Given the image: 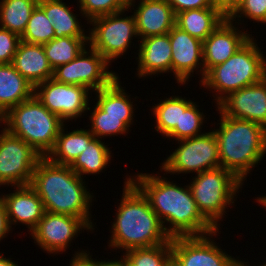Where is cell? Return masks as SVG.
<instances>
[{"instance_id":"obj_7","label":"cell","mask_w":266,"mask_h":266,"mask_svg":"<svg viewBox=\"0 0 266 266\" xmlns=\"http://www.w3.org/2000/svg\"><path fill=\"white\" fill-rule=\"evenodd\" d=\"M188 185L201 214L216 228L226 213V207L233 204L244 182L231 171L218 167L196 174ZM237 192V193H236ZM228 205V206H227ZM219 227V228H218Z\"/></svg>"},{"instance_id":"obj_38","label":"cell","mask_w":266,"mask_h":266,"mask_svg":"<svg viewBox=\"0 0 266 266\" xmlns=\"http://www.w3.org/2000/svg\"><path fill=\"white\" fill-rule=\"evenodd\" d=\"M175 15L188 9H202L212 6L211 0H167Z\"/></svg>"},{"instance_id":"obj_28","label":"cell","mask_w":266,"mask_h":266,"mask_svg":"<svg viewBox=\"0 0 266 266\" xmlns=\"http://www.w3.org/2000/svg\"><path fill=\"white\" fill-rule=\"evenodd\" d=\"M37 5L38 0L0 1V27L21 36Z\"/></svg>"},{"instance_id":"obj_13","label":"cell","mask_w":266,"mask_h":266,"mask_svg":"<svg viewBox=\"0 0 266 266\" xmlns=\"http://www.w3.org/2000/svg\"><path fill=\"white\" fill-rule=\"evenodd\" d=\"M89 89L79 85L57 82L50 78L34 87V95L64 122L81 117L89 107Z\"/></svg>"},{"instance_id":"obj_17","label":"cell","mask_w":266,"mask_h":266,"mask_svg":"<svg viewBox=\"0 0 266 266\" xmlns=\"http://www.w3.org/2000/svg\"><path fill=\"white\" fill-rule=\"evenodd\" d=\"M233 21L225 18L203 41V67L206 74L212 67L226 62L251 38L252 34L237 31Z\"/></svg>"},{"instance_id":"obj_20","label":"cell","mask_w":266,"mask_h":266,"mask_svg":"<svg viewBox=\"0 0 266 266\" xmlns=\"http://www.w3.org/2000/svg\"><path fill=\"white\" fill-rule=\"evenodd\" d=\"M138 51L139 78L171 73L172 50L168 33L141 39Z\"/></svg>"},{"instance_id":"obj_14","label":"cell","mask_w":266,"mask_h":266,"mask_svg":"<svg viewBox=\"0 0 266 266\" xmlns=\"http://www.w3.org/2000/svg\"><path fill=\"white\" fill-rule=\"evenodd\" d=\"M82 229H92L78 217L44 212L42 219L31 231L34 243L39 245L48 254H57L66 251L74 237Z\"/></svg>"},{"instance_id":"obj_43","label":"cell","mask_w":266,"mask_h":266,"mask_svg":"<svg viewBox=\"0 0 266 266\" xmlns=\"http://www.w3.org/2000/svg\"><path fill=\"white\" fill-rule=\"evenodd\" d=\"M0 254V266H18L14 261Z\"/></svg>"},{"instance_id":"obj_39","label":"cell","mask_w":266,"mask_h":266,"mask_svg":"<svg viewBox=\"0 0 266 266\" xmlns=\"http://www.w3.org/2000/svg\"><path fill=\"white\" fill-rule=\"evenodd\" d=\"M212 6L217 8L226 18H228L240 5L241 0H211Z\"/></svg>"},{"instance_id":"obj_27","label":"cell","mask_w":266,"mask_h":266,"mask_svg":"<svg viewBox=\"0 0 266 266\" xmlns=\"http://www.w3.org/2000/svg\"><path fill=\"white\" fill-rule=\"evenodd\" d=\"M94 137L85 150L70 165L81 178L85 174H99L110 163L111 151L108 145Z\"/></svg>"},{"instance_id":"obj_32","label":"cell","mask_w":266,"mask_h":266,"mask_svg":"<svg viewBox=\"0 0 266 266\" xmlns=\"http://www.w3.org/2000/svg\"><path fill=\"white\" fill-rule=\"evenodd\" d=\"M93 112L89 116L91 121L90 132L101 139L105 136H114L116 134L123 135L129 131V127L132 125L133 117H113L105 116V112L102 111L96 104L94 105Z\"/></svg>"},{"instance_id":"obj_10","label":"cell","mask_w":266,"mask_h":266,"mask_svg":"<svg viewBox=\"0 0 266 266\" xmlns=\"http://www.w3.org/2000/svg\"><path fill=\"white\" fill-rule=\"evenodd\" d=\"M41 158L29 144L3 128L0 134V185H29Z\"/></svg>"},{"instance_id":"obj_4","label":"cell","mask_w":266,"mask_h":266,"mask_svg":"<svg viewBox=\"0 0 266 266\" xmlns=\"http://www.w3.org/2000/svg\"><path fill=\"white\" fill-rule=\"evenodd\" d=\"M220 116L219 129L213 130L220 167L231 171L243 182L266 154V129L252 121Z\"/></svg>"},{"instance_id":"obj_19","label":"cell","mask_w":266,"mask_h":266,"mask_svg":"<svg viewBox=\"0 0 266 266\" xmlns=\"http://www.w3.org/2000/svg\"><path fill=\"white\" fill-rule=\"evenodd\" d=\"M15 188L13 193L2 195L9 225L12 227L19 222L28 225L31 232L43 217V202L30 185Z\"/></svg>"},{"instance_id":"obj_6","label":"cell","mask_w":266,"mask_h":266,"mask_svg":"<svg viewBox=\"0 0 266 266\" xmlns=\"http://www.w3.org/2000/svg\"><path fill=\"white\" fill-rule=\"evenodd\" d=\"M251 38L226 62L212 67L200 82L205 88L214 89L216 103L233 91L262 81L266 77V57Z\"/></svg>"},{"instance_id":"obj_36","label":"cell","mask_w":266,"mask_h":266,"mask_svg":"<svg viewBox=\"0 0 266 266\" xmlns=\"http://www.w3.org/2000/svg\"><path fill=\"white\" fill-rule=\"evenodd\" d=\"M241 17L266 23V0H241L240 5L228 18L235 21L236 18L241 19Z\"/></svg>"},{"instance_id":"obj_16","label":"cell","mask_w":266,"mask_h":266,"mask_svg":"<svg viewBox=\"0 0 266 266\" xmlns=\"http://www.w3.org/2000/svg\"><path fill=\"white\" fill-rule=\"evenodd\" d=\"M168 34L172 50L171 72L175 75L177 82L182 85L186 84L191 73L198 68H200L198 72L200 71L202 75L201 82L206 75L203 67V42L176 25Z\"/></svg>"},{"instance_id":"obj_8","label":"cell","mask_w":266,"mask_h":266,"mask_svg":"<svg viewBox=\"0 0 266 266\" xmlns=\"http://www.w3.org/2000/svg\"><path fill=\"white\" fill-rule=\"evenodd\" d=\"M124 10L100 16L89 23L95 26L89 30V46L100 53L109 63L123 55L132 45V37H138L134 14L122 17Z\"/></svg>"},{"instance_id":"obj_31","label":"cell","mask_w":266,"mask_h":266,"mask_svg":"<svg viewBox=\"0 0 266 266\" xmlns=\"http://www.w3.org/2000/svg\"><path fill=\"white\" fill-rule=\"evenodd\" d=\"M181 97V119L180 127L175 129L167 136L176 141L192 138L201 135V126L204 123V113L200 112L196 102Z\"/></svg>"},{"instance_id":"obj_9","label":"cell","mask_w":266,"mask_h":266,"mask_svg":"<svg viewBox=\"0 0 266 266\" xmlns=\"http://www.w3.org/2000/svg\"><path fill=\"white\" fill-rule=\"evenodd\" d=\"M178 144L179 147L161 164L166 174H198L220 167L218 143L213 131L179 140Z\"/></svg>"},{"instance_id":"obj_40","label":"cell","mask_w":266,"mask_h":266,"mask_svg":"<svg viewBox=\"0 0 266 266\" xmlns=\"http://www.w3.org/2000/svg\"><path fill=\"white\" fill-rule=\"evenodd\" d=\"M87 251H81L79 250L73 255V259L71 260V264L69 266H100V261H97L96 259L93 260L91 258L90 252Z\"/></svg>"},{"instance_id":"obj_34","label":"cell","mask_w":266,"mask_h":266,"mask_svg":"<svg viewBox=\"0 0 266 266\" xmlns=\"http://www.w3.org/2000/svg\"><path fill=\"white\" fill-rule=\"evenodd\" d=\"M54 38L53 25L49 22L44 10L37 5L20 39L27 43L44 45Z\"/></svg>"},{"instance_id":"obj_22","label":"cell","mask_w":266,"mask_h":266,"mask_svg":"<svg viewBox=\"0 0 266 266\" xmlns=\"http://www.w3.org/2000/svg\"><path fill=\"white\" fill-rule=\"evenodd\" d=\"M34 95V86L12 65L0 64V112L4 116L12 107Z\"/></svg>"},{"instance_id":"obj_2","label":"cell","mask_w":266,"mask_h":266,"mask_svg":"<svg viewBox=\"0 0 266 266\" xmlns=\"http://www.w3.org/2000/svg\"><path fill=\"white\" fill-rule=\"evenodd\" d=\"M70 166L58 165L42 157L36 164L30 186L43 202L46 212L81 218L92 230L90 204L93 195Z\"/></svg>"},{"instance_id":"obj_42","label":"cell","mask_w":266,"mask_h":266,"mask_svg":"<svg viewBox=\"0 0 266 266\" xmlns=\"http://www.w3.org/2000/svg\"><path fill=\"white\" fill-rule=\"evenodd\" d=\"M100 266H128L127 262L124 260L123 257L120 258V260H110V261H106V260H102L100 261Z\"/></svg>"},{"instance_id":"obj_30","label":"cell","mask_w":266,"mask_h":266,"mask_svg":"<svg viewBox=\"0 0 266 266\" xmlns=\"http://www.w3.org/2000/svg\"><path fill=\"white\" fill-rule=\"evenodd\" d=\"M128 266H169L172 263L171 239L148 248H134L122 255Z\"/></svg>"},{"instance_id":"obj_5","label":"cell","mask_w":266,"mask_h":266,"mask_svg":"<svg viewBox=\"0 0 266 266\" xmlns=\"http://www.w3.org/2000/svg\"><path fill=\"white\" fill-rule=\"evenodd\" d=\"M3 124L10 133L20 137L42 157H46L53 149L64 121L33 95L12 107L3 116Z\"/></svg>"},{"instance_id":"obj_44","label":"cell","mask_w":266,"mask_h":266,"mask_svg":"<svg viewBox=\"0 0 266 266\" xmlns=\"http://www.w3.org/2000/svg\"><path fill=\"white\" fill-rule=\"evenodd\" d=\"M257 201L263 205V207H266V196H261L257 199Z\"/></svg>"},{"instance_id":"obj_18","label":"cell","mask_w":266,"mask_h":266,"mask_svg":"<svg viewBox=\"0 0 266 266\" xmlns=\"http://www.w3.org/2000/svg\"><path fill=\"white\" fill-rule=\"evenodd\" d=\"M135 2L127 0V6ZM134 11L139 39L166 34L175 26L176 15L167 0H140Z\"/></svg>"},{"instance_id":"obj_33","label":"cell","mask_w":266,"mask_h":266,"mask_svg":"<svg viewBox=\"0 0 266 266\" xmlns=\"http://www.w3.org/2000/svg\"><path fill=\"white\" fill-rule=\"evenodd\" d=\"M152 108L157 124L155 129L158 133L166 135L167 138L175 127H180L181 96L168 97Z\"/></svg>"},{"instance_id":"obj_35","label":"cell","mask_w":266,"mask_h":266,"mask_svg":"<svg viewBox=\"0 0 266 266\" xmlns=\"http://www.w3.org/2000/svg\"><path fill=\"white\" fill-rule=\"evenodd\" d=\"M79 11L87 21L124 10L127 0H79Z\"/></svg>"},{"instance_id":"obj_24","label":"cell","mask_w":266,"mask_h":266,"mask_svg":"<svg viewBox=\"0 0 266 266\" xmlns=\"http://www.w3.org/2000/svg\"><path fill=\"white\" fill-rule=\"evenodd\" d=\"M64 127L61 128L55 145L46 158L52 163L70 166L95 136L89 128H80L65 134Z\"/></svg>"},{"instance_id":"obj_21","label":"cell","mask_w":266,"mask_h":266,"mask_svg":"<svg viewBox=\"0 0 266 266\" xmlns=\"http://www.w3.org/2000/svg\"><path fill=\"white\" fill-rule=\"evenodd\" d=\"M12 65L34 87L53 78L52 69L43 45L20 40Z\"/></svg>"},{"instance_id":"obj_45","label":"cell","mask_w":266,"mask_h":266,"mask_svg":"<svg viewBox=\"0 0 266 266\" xmlns=\"http://www.w3.org/2000/svg\"><path fill=\"white\" fill-rule=\"evenodd\" d=\"M233 266H249V264H246L244 261L242 262L241 260L238 261L233 265Z\"/></svg>"},{"instance_id":"obj_12","label":"cell","mask_w":266,"mask_h":266,"mask_svg":"<svg viewBox=\"0 0 266 266\" xmlns=\"http://www.w3.org/2000/svg\"><path fill=\"white\" fill-rule=\"evenodd\" d=\"M217 232L219 229L202 236L171 238L172 263L175 266H233L238 260L223 252L211 239Z\"/></svg>"},{"instance_id":"obj_15","label":"cell","mask_w":266,"mask_h":266,"mask_svg":"<svg viewBox=\"0 0 266 266\" xmlns=\"http://www.w3.org/2000/svg\"><path fill=\"white\" fill-rule=\"evenodd\" d=\"M217 106L223 116L252 121L266 129V77L229 93Z\"/></svg>"},{"instance_id":"obj_23","label":"cell","mask_w":266,"mask_h":266,"mask_svg":"<svg viewBox=\"0 0 266 266\" xmlns=\"http://www.w3.org/2000/svg\"><path fill=\"white\" fill-rule=\"evenodd\" d=\"M225 18L215 7L188 9L176 14L175 25L203 42Z\"/></svg>"},{"instance_id":"obj_29","label":"cell","mask_w":266,"mask_h":266,"mask_svg":"<svg viewBox=\"0 0 266 266\" xmlns=\"http://www.w3.org/2000/svg\"><path fill=\"white\" fill-rule=\"evenodd\" d=\"M89 37H60L54 38L43 45L46 57L52 67L67 64L74 60L87 47Z\"/></svg>"},{"instance_id":"obj_26","label":"cell","mask_w":266,"mask_h":266,"mask_svg":"<svg viewBox=\"0 0 266 266\" xmlns=\"http://www.w3.org/2000/svg\"><path fill=\"white\" fill-rule=\"evenodd\" d=\"M117 77L109 86L96 92V105L105 112V116L133 117V102L127 96Z\"/></svg>"},{"instance_id":"obj_1","label":"cell","mask_w":266,"mask_h":266,"mask_svg":"<svg viewBox=\"0 0 266 266\" xmlns=\"http://www.w3.org/2000/svg\"><path fill=\"white\" fill-rule=\"evenodd\" d=\"M128 179L148 200L170 238L202 236L217 230L198 210L188 185L179 187L166 177L149 173L129 176ZM165 222L170 223L169 227Z\"/></svg>"},{"instance_id":"obj_25","label":"cell","mask_w":266,"mask_h":266,"mask_svg":"<svg viewBox=\"0 0 266 266\" xmlns=\"http://www.w3.org/2000/svg\"><path fill=\"white\" fill-rule=\"evenodd\" d=\"M38 5L44 10L49 22L53 25L55 38L89 37L85 35L76 14L62 0H38Z\"/></svg>"},{"instance_id":"obj_37","label":"cell","mask_w":266,"mask_h":266,"mask_svg":"<svg viewBox=\"0 0 266 266\" xmlns=\"http://www.w3.org/2000/svg\"><path fill=\"white\" fill-rule=\"evenodd\" d=\"M20 40L18 34L0 27V64L12 63Z\"/></svg>"},{"instance_id":"obj_11","label":"cell","mask_w":266,"mask_h":266,"mask_svg":"<svg viewBox=\"0 0 266 266\" xmlns=\"http://www.w3.org/2000/svg\"><path fill=\"white\" fill-rule=\"evenodd\" d=\"M89 47V51L85 47L74 60L54 69L53 79L60 83L86 87L94 92L109 86L119 75L108 71L109 62Z\"/></svg>"},{"instance_id":"obj_41","label":"cell","mask_w":266,"mask_h":266,"mask_svg":"<svg viewBox=\"0 0 266 266\" xmlns=\"http://www.w3.org/2000/svg\"><path fill=\"white\" fill-rule=\"evenodd\" d=\"M10 230L12 229L8 222L5 202L3 196H0V241L6 237V233H11Z\"/></svg>"},{"instance_id":"obj_46","label":"cell","mask_w":266,"mask_h":266,"mask_svg":"<svg viewBox=\"0 0 266 266\" xmlns=\"http://www.w3.org/2000/svg\"><path fill=\"white\" fill-rule=\"evenodd\" d=\"M0 123H3V115L1 112H0Z\"/></svg>"},{"instance_id":"obj_3","label":"cell","mask_w":266,"mask_h":266,"mask_svg":"<svg viewBox=\"0 0 266 266\" xmlns=\"http://www.w3.org/2000/svg\"><path fill=\"white\" fill-rule=\"evenodd\" d=\"M126 179L112 224L109 248L127 251L167 243L171 238L148 200L128 177Z\"/></svg>"}]
</instances>
